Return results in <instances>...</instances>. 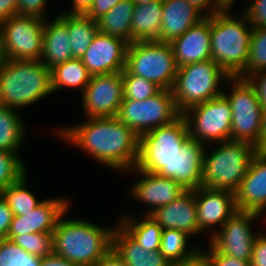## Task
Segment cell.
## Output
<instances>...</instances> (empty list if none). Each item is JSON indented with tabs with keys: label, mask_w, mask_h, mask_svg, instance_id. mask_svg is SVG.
I'll list each match as a JSON object with an SVG mask.
<instances>
[{
	"label": "cell",
	"mask_w": 266,
	"mask_h": 266,
	"mask_svg": "<svg viewBox=\"0 0 266 266\" xmlns=\"http://www.w3.org/2000/svg\"><path fill=\"white\" fill-rule=\"evenodd\" d=\"M73 127L58 129L59 138L117 172L135 168L139 136L115 117H91Z\"/></svg>",
	"instance_id": "1"
},
{
	"label": "cell",
	"mask_w": 266,
	"mask_h": 266,
	"mask_svg": "<svg viewBox=\"0 0 266 266\" xmlns=\"http://www.w3.org/2000/svg\"><path fill=\"white\" fill-rule=\"evenodd\" d=\"M66 214L59 218L53 231V253L77 266H93L112 249L115 227L104 228L83 219H66Z\"/></svg>",
	"instance_id": "2"
},
{
	"label": "cell",
	"mask_w": 266,
	"mask_h": 266,
	"mask_svg": "<svg viewBox=\"0 0 266 266\" xmlns=\"http://www.w3.org/2000/svg\"><path fill=\"white\" fill-rule=\"evenodd\" d=\"M52 94L51 70L41 60L4 59L0 67V105L28 107Z\"/></svg>",
	"instance_id": "3"
},
{
	"label": "cell",
	"mask_w": 266,
	"mask_h": 266,
	"mask_svg": "<svg viewBox=\"0 0 266 266\" xmlns=\"http://www.w3.org/2000/svg\"><path fill=\"white\" fill-rule=\"evenodd\" d=\"M219 11L210 17L211 59L229 76L237 77L249 58L253 27L244 14Z\"/></svg>",
	"instance_id": "4"
},
{
	"label": "cell",
	"mask_w": 266,
	"mask_h": 266,
	"mask_svg": "<svg viewBox=\"0 0 266 266\" xmlns=\"http://www.w3.org/2000/svg\"><path fill=\"white\" fill-rule=\"evenodd\" d=\"M257 151L251 143L236 140L217 143L211 153L205 148L202 187L235 192Z\"/></svg>",
	"instance_id": "5"
},
{
	"label": "cell",
	"mask_w": 266,
	"mask_h": 266,
	"mask_svg": "<svg viewBox=\"0 0 266 266\" xmlns=\"http://www.w3.org/2000/svg\"><path fill=\"white\" fill-rule=\"evenodd\" d=\"M229 78L212 59L178 67L172 88L177 111L182 115L195 105L221 96L223 80L225 83Z\"/></svg>",
	"instance_id": "6"
},
{
	"label": "cell",
	"mask_w": 266,
	"mask_h": 266,
	"mask_svg": "<svg viewBox=\"0 0 266 266\" xmlns=\"http://www.w3.org/2000/svg\"><path fill=\"white\" fill-rule=\"evenodd\" d=\"M189 138L188 124L183 115L170 124L140 135L135 167L140 171L157 174L181 152L182 145Z\"/></svg>",
	"instance_id": "7"
},
{
	"label": "cell",
	"mask_w": 266,
	"mask_h": 266,
	"mask_svg": "<svg viewBox=\"0 0 266 266\" xmlns=\"http://www.w3.org/2000/svg\"><path fill=\"white\" fill-rule=\"evenodd\" d=\"M125 69L161 89L172 90L178 67L170 43L140 41L128 44Z\"/></svg>",
	"instance_id": "8"
},
{
	"label": "cell",
	"mask_w": 266,
	"mask_h": 266,
	"mask_svg": "<svg viewBox=\"0 0 266 266\" xmlns=\"http://www.w3.org/2000/svg\"><path fill=\"white\" fill-rule=\"evenodd\" d=\"M227 82L232 86L228 94L223 91L232 109L230 140L249 142L260 151L263 108L256 91L247 79L230 77Z\"/></svg>",
	"instance_id": "9"
},
{
	"label": "cell",
	"mask_w": 266,
	"mask_h": 266,
	"mask_svg": "<svg viewBox=\"0 0 266 266\" xmlns=\"http://www.w3.org/2000/svg\"><path fill=\"white\" fill-rule=\"evenodd\" d=\"M180 115L172 90L161 89L146 100H123L116 117L140 136L172 123Z\"/></svg>",
	"instance_id": "10"
},
{
	"label": "cell",
	"mask_w": 266,
	"mask_h": 266,
	"mask_svg": "<svg viewBox=\"0 0 266 266\" xmlns=\"http://www.w3.org/2000/svg\"><path fill=\"white\" fill-rule=\"evenodd\" d=\"M182 115L187 121L190 138L205 146L231 138L232 109L223 94L189 108Z\"/></svg>",
	"instance_id": "11"
},
{
	"label": "cell",
	"mask_w": 266,
	"mask_h": 266,
	"mask_svg": "<svg viewBox=\"0 0 266 266\" xmlns=\"http://www.w3.org/2000/svg\"><path fill=\"white\" fill-rule=\"evenodd\" d=\"M44 19L15 15L0 24L4 59L41 60Z\"/></svg>",
	"instance_id": "12"
},
{
	"label": "cell",
	"mask_w": 266,
	"mask_h": 266,
	"mask_svg": "<svg viewBox=\"0 0 266 266\" xmlns=\"http://www.w3.org/2000/svg\"><path fill=\"white\" fill-rule=\"evenodd\" d=\"M260 214L248 211H236L218 230L209 243L221 253L250 261L256 235L252 224Z\"/></svg>",
	"instance_id": "13"
},
{
	"label": "cell",
	"mask_w": 266,
	"mask_h": 266,
	"mask_svg": "<svg viewBox=\"0 0 266 266\" xmlns=\"http://www.w3.org/2000/svg\"><path fill=\"white\" fill-rule=\"evenodd\" d=\"M81 96L85 118L117 116L124 99L121 72L92 75Z\"/></svg>",
	"instance_id": "14"
},
{
	"label": "cell",
	"mask_w": 266,
	"mask_h": 266,
	"mask_svg": "<svg viewBox=\"0 0 266 266\" xmlns=\"http://www.w3.org/2000/svg\"><path fill=\"white\" fill-rule=\"evenodd\" d=\"M128 44L122 38L98 30L81 60L91 75L122 72L125 69Z\"/></svg>",
	"instance_id": "15"
},
{
	"label": "cell",
	"mask_w": 266,
	"mask_h": 266,
	"mask_svg": "<svg viewBox=\"0 0 266 266\" xmlns=\"http://www.w3.org/2000/svg\"><path fill=\"white\" fill-rule=\"evenodd\" d=\"M195 201L199 230L211 232L209 239L237 211L235 193L229 190L201 186L195 189Z\"/></svg>",
	"instance_id": "16"
},
{
	"label": "cell",
	"mask_w": 266,
	"mask_h": 266,
	"mask_svg": "<svg viewBox=\"0 0 266 266\" xmlns=\"http://www.w3.org/2000/svg\"><path fill=\"white\" fill-rule=\"evenodd\" d=\"M68 198H46L33 211L13 216L6 239L27 233H53L59 218L69 210Z\"/></svg>",
	"instance_id": "17"
},
{
	"label": "cell",
	"mask_w": 266,
	"mask_h": 266,
	"mask_svg": "<svg viewBox=\"0 0 266 266\" xmlns=\"http://www.w3.org/2000/svg\"><path fill=\"white\" fill-rule=\"evenodd\" d=\"M206 146L189 138L181 147V152L170 164L157 174L175 180L185 190H195L202 186L203 154Z\"/></svg>",
	"instance_id": "18"
},
{
	"label": "cell",
	"mask_w": 266,
	"mask_h": 266,
	"mask_svg": "<svg viewBox=\"0 0 266 266\" xmlns=\"http://www.w3.org/2000/svg\"><path fill=\"white\" fill-rule=\"evenodd\" d=\"M235 193L238 211L266 215V151H257Z\"/></svg>",
	"instance_id": "19"
},
{
	"label": "cell",
	"mask_w": 266,
	"mask_h": 266,
	"mask_svg": "<svg viewBox=\"0 0 266 266\" xmlns=\"http://www.w3.org/2000/svg\"><path fill=\"white\" fill-rule=\"evenodd\" d=\"M149 216L163 230H181L191 237H193L192 235L201 234L197 220L195 190H185L174 201L157 208Z\"/></svg>",
	"instance_id": "20"
},
{
	"label": "cell",
	"mask_w": 266,
	"mask_h": 266,
	"mask_svg": "<svg viewBox=\"0 0 266 266\" xmlns=\"http://www.w3.org/2000/svg\"><path fill=\"white\" fill-rule=\"evenodd\" d=\"M141 174L140 178L131 187L130 194L137 200L147 204L144 215L152 214L157 208L163 207L178 198L185 191L175 180L161 177L158 174L147 173L136 167L129 170Z\"/></svg>",
	"instance_id": "21"
},
{
	"label": "cell",
	"mask_w": 266,
	"mask_h": 266,
	"mask_svg": "<svg viewBox=\"0 0 266 266\" xmlns=\"http://www.w3.org/2000/svg\"><path fill=\"white\" fill-rule=\"evenodd\" d=\"M177 67L211 59L210 17L170 42Z\"/></svg>",
	"instance_id": "22"
},
{
	"label": "cell",
	"mask_w": 266,
	"mask_h": 266,
	"mask_svg": "<svg viewBox=\"0 0 266 266\" xmlns=\"http://www.w3.org/2000/svg\"><path fill=\"white\" fill-rule=\"evenodd\" d=\"M69 38L66 13L60 12L50 22H48V19H45L41 61L48 69L51 70L56 65L74 58Z\"/></svg>",
	"instance_id": "23"
},
{
	"label": "cell",
	"mask_w": 266,
	"mask_h": 266,
	"mask_svg": "<svg viewBox=\"0 0 266 266\" xmlns=\"http://www.w3.org/2000/svg\"><path fill=\"white\" fill-rule=\"evenodd\" d=\"M161 33L158 42L170 43L205 16L185 0H163Z\"/></svg>",
	"instance_id": "24"
},
{
	"label": "cell",
	"mask_w": 266,
	"mask_h": 266,
	"mask_svg": "<svg viewBox=\"0 0 266 266\" xmlns=\"http://www.w3.org/2000/svg\"><path fill=\"white\" fill-rule=\"evenodd\" d=\"M112 249L127 266H171L160 250H144L116 222L112 235Z\"/></svg>",
	"instance_id": "25"
},
{
	"label": "cell",
	"mask_w": 266,
	"mask_h": 266,
	"mask_svg": "<svg viewBox=\"0 0 266 266\" xmlns=\"http://www.w3.org/2000/svg\"><path fill=\"white\" fill-rule=\"evenodd\" d=\"M163 0L135 5L131 24V43L157 41L161 33Z\"/></svg>",
	"instance_id": "26"
},
{
	"label": "cell",
	"mask_w": 266,
	"mask_h": 266,
	"mask_svg": "<svg viewBox=\"0 0 266 266\" xmlns=\"http://www.w3.org/2000/svg\"><path fill=\"white\" fill-rule=\"evenodd\" d=\"M143 218L129 216L118 218V225L133 238L144 250L153 252L160 250L163 229L149 215Z\"/></svg>",
	"instance_id": "27"
},
{
	"label": "cell",
	"mask_w": 266,
	"mask_h": 266,
	"mask_svg": "<svg viewBox=\"0 0 266 266\" xmlns=\"http://www.w3.org/2000/svg\"><path fill=\"white\" fill-rule=\"evenodd\" d=\"M135 4L131 0H122L110 11L97 19L101 33L122 38L131 43V24Z\"/></svg>",
	"instance_id": "28"
},
{
	"label": "cell",
	"mask_w": 266,
	"mask_h": 266,
	"mask_svg": "<svg viewBox=\"0 0 266 266\" xmlns=\"http://www.w3.org/2000/svg\"><path fill=\"white\" fill-rule=\"evenodd\" d=\"M91 74L81 58H73L51 69L52 93L64 88H78L82 94L90 82Z\"/></svg>",
	"instance_id": "29"
},
{
	"label": "cell",
	"mask_w": 266,
	"mask_h": 266,
	"mask_svg": "<svg viewBox=\"0 0 266 266\" xmlns=\"http://www.w3.org/2000/svg\"><path fill=\"white\" fill-rule=\"evenodd\" d=\"M13 108L0 105V150L17 152L26 137V125Z\"/></svg>",
	"instance_id": "30"
},
{
	"label": "cell",
	"mask_w": 266,
	"mask_h": 266,
	"mask_svg": "<svg viewBox=\"0 0 266 266\" xmlns=\"http://www.w3.org/2000/svg\"><path fill=\"white\" fill-rule=\"evenodd\" d=\"M67 29L74 58H82L98 32L97 20L87 15L67 14Z\"/></svg>",
	"instance_id": "31"
},
{
	"label": "cell",
	"mask_w": 266,
	"mask_h": 266,
	"mask_svg": "<svg viewBox=\"0 0 266 266\" xmlns=\"http://www.w3.org/2000/svg\"><path fill=\"white\" fill-rule=\"evenodd\" d=\"M28 172L17 182L0 191V196L9 205L13 216H22L24 213L33 211L44 200L38 198L28 190Z\"/></svg>",
	"instance_id": "32"
},
{
	"label": "cell",
	"mask_w": 266,
	"mask_h": 266,
	"mask_svg": "<svg viewBox=\"0 0 266 266\" xmlns=\"http://www.w3.org/2000/svg\"><path fill=\"white\" fill-rule=\"evenodd\" d=\"M190 236L181 230L164 229L160 240V252L171 263L192 258L200 247L188 246ZM189 247V248H188Z\"/></svg>",
	"instance_id": "33"
},
{
	"label": "cell",
	"mask_w": 266,
	"mask_h": 266,
	"mask_svg": "<svg viewBox=\"0 0 266 266\" xmlns=\"http://www.w3.org/2000/svg\"><path fill=\"white\" fill-rule=\"evenodd\" d=\"M266 70V28H253L249 58L238 78L246 79L255 72Z\"/></svg>",
	"instance_id": "34"
},
{
	"label": "cell",
	"mask_w": 266,
	"mask_h": 266,
	"mask_svg": "<svg viewBox=\"0 0 266 266\" xmlns=\"http://www.w3.org/2000/svg\"><path fill=\"white\" fill-rule=\"evenodd\" d=\"M121 74L123 79V100H146L161 90L155 83L141 76L130 74L126 69Z\"/></svg>",
	"instance_id": "35"
},
{
	"label": "cell",
	"mask_w": 266,
	"mask_h": 266,
	"mask_svg": "<svg viewBox=\"0 0 266 266\" xmlns=\"http://www.w3.org/2000/svg\"><path fill=\"white\" fill-rule=\"evenodd\" d=\"M27 166L17 152L0 150V191L17 182L25 173Z\"/></svg>",
	"instance_id": "36"
},
{
	"label": "cell",
	"mask_w": 266,
	"mask_h": 266,
	"mask_svg": "<svg viewBox=\"0 0 266 266\" xmlns=\"http://www.w3.org/2000/svg\"><path fill=\"white\" fill-rule=\"evenodd\" d=\"M11 241L39 258L53 253V233H27L14 236Z\"/></svg>",
	"instance_id": "37"
},
{
	"label": "cell",
	"mask_w": 266,
	"mask_h": 266,
	"mask_svg": "<svg viewBox=\"0 0 266 266\" xmlns=\"http://www.w3.org/2000/svg\"><path fill=\"white\" fill-rule=\"evenodd\" d=\"M40 261L11 240L0 239V266H40Z\"/></svg>",
	"instance_id": "38"
},
{
	"label": "cell",
	"mask_w": 266,
	"mask_h": 266,
	"mask_svg": "<svg viewBox=\"0 0 266 266\" xmlns=\"http://www.w3.org/2000/svg\"><path fill=\"white\" fill-rule=\"evenodd\" d=\"M242 11L253 28H266V0H255Z\"/></svg>",
	"instance_id": "39"
},
{
	"label": "cell",
	"mask_w": 266,
	"mask_h": 266,
	"mask_svg": "<svg viewBox=\"0 0 266 266\" xmlns=\"http://www.w3.org/2000/svg\"><path fill=\"white\" fill-rule=\"evenodd\" d=\"M200 250L208 257L212 266H250L249 261L225 255L215 249L210 243H208L206 250H204L202 246L200 247Z\"/></svg>",
	"instance_id": "40"
},
{
	"label": "cell",
	"mask_w": 266,
	"mask_h": 266,
	"mask_svg": "<svg viewBox=\"0 0 266 266\" xmlns=\"http://www.w3.org/2000/svg\"><path fill=\"white\" fill-rule=\"evenodd\" d=\"M48 0H18V15L46 19L45 8Z\"/></svg>",
	"instance_id": "41"
},
{
	"label": "cell",
	"mask_w": 266,
	"mask_h": 266,
	"mask_svg": "<svg viewBox=\"0 0 266 266\" xmlns=\"http://www.w3.org/2000/svg\"><path fill=\"white\" fill-rule=\"evenodd\" d=\"M250 266H266V234L258 233L253 244Z\"/></svg>",
	"instance_id": "42"
},
{
	"label": "cell",
	"mask_w": 266,
	"mask_h": 266,
	"mask_svg": "<svg viewBox=\"0 0 266 266\" xmlns=\"http://www.w3.org/2000/svg\"><path fill=\"white\" fill-rule=\"evenodd\" d=\"M254 87L257 98L263 109L266 108V70L255 72L246 78Z\"/></svg>",
	"instance_id": "43"
},
{
	"label": "cell",
	"mask_w": 266,
	"mask_h": 266,
	"mask_svg": "<svg viewBox=\"0 0 266 266\" xmlns=\"http://www.w3.org/2000/svg\"><path fill=\"white\" fill-rule=\"evenodd\" d=\"M121 1L122 0H93L92 6L86 15L89 18L97 20Z\"/></svg>",
	"instance_id": "44"
},
{
	"label": "cell",
	"mask_w": 266,
	"mask_h": 266,
	"mask_svg": "<svg viewBox=\"0 0 266 266\" xmlns=\"http://www.w3.org/2000/svg\"><path fill=\"white\" fill-rule=\"evenodd\" d=\"M12 218V210L0 196V239L6 238Z\"/></svg>",
	"instance_id": "45"
},
{
	"label": "cell",
	"mask_w": 266,
	"mask_h": 266,
	"mask_svg": "<svg viewBox=\"0 0 266 266\" xmlns=\"http://www.w3.org/2000/svg\"><path fill=\"white\" fill-rule=\"evenodd\" d=\"M194 6L205 17H211L220 10L215 6L213 0H185ZM206 11V12H205ZM205 12V13H204Z\"/></svg>",
	"instance_id": "46"
},
{
	"label": "cell",
	"mask_w": 266,
	"mask_h": 266,
	"mask_svg": "<svg viewBox=\"0 0 266 266\" xmlns=\"http://www.w3.org/2000/svg\"><path fill=\"white\" fill-rule=\"evenodd\" d=\"M18 15V0H0V24Z\"/></svg>",
	"instance_id": "47"
},
{
	"label": "cell",
	"mask_w": 266,
	"mask_h": 266,
	"mask_svg": "<svg viewBox=\"0 0 266 266\" xmlns=\"http://www.w3.org/2000/svg\"><path fill=\"white\" fill-rule=\"evenodd\" d=\"M171 266H212L208 257L199 250L192 258L177 263Z\"/></svg>",
	"instance_id": "48"
},
{
	"label": "cell",
	"mask_w": 266,
	"mask_h": 266,
	"mask_svg": "<svg viewBox=\"0 0 266 266\" xmlns=\"http://www.w3.org/2000/svg\"><path fill=\"white\" fill-rule=\"evenodd\" d=\"M93 266H127L119 255L111 249L106 255L101 257Z\"/></svg>",
	"instance_id": "49"
},
{
	"label": "cell",
	"mask_w": 266,
	"mask_h": 266,
	"mask_svg": "<svg viewBox=\"0 0 266 266\" xmlns=\"http://www.w3.org/2000/svg\"><path fill=\"white\" fill-rule=\"evenodd\" d=\"M40 266H77L76 264L55 255L54 253L41 258Z\"/></svg>",
	"instance_id": "50"
},
{
	"label": "cell",
	"mask_w": 266,
	"mask_h": 266,
	"mask_svg": "<svg viewBox=\"0 0 266 266\" xmlns=\"http://www.w3.org/2000/svg\"><path fill=\"white\" fill-rule=\"evenodd\" d=\"M93 0H72V9L62 13L86 15L92 6Z\"/></svg>",
	"instance_id": "51"
},
{
	"label": "cell",
	"mask_w": 266,
	"mask_h": 266,
	"mask_svg": "<svg viewBox=\"0 0 266 266\" xmlns=\"http://www.w3.org/2000/svg\"><path fill=\"white\" fill-rule=\"evenodd\" d=\"M260 151H266V108L262 114V128L260 132Z\"/></svg>",
	"instance_id": "52"
},
{
	"label": "cell",
	"mask_w": 266,
	"mask_h": 266,
	"mask_svg": "<svg viewBox=\"0 0 266 266\" xmlns=\"http://www.w3.org/2000/svg\"><path fill=\"white\" fill-rule=\"evenodd\" d=\"M213 2L220 11H231L235 0H213Z\"/></svg>",
	"instance_id": "53"
},
{
	"label": "cell",
	"mask_w": 266,
	"mask_h": 266,
	"mask_svg": "<svg viewBox=\"0 0 266 266\" xmlns=\"http://www.w3.org/2000/svg\"><path fill=\"white\" fill-rule=\"evenodd\" d=\"M135 5H138V4H148V3H151L152 1L154 0H131Z\"/></svg>",
	"instance_id": "54"
},
{
	"label": "cell",
	"mask_w": 266,
	"mask_h": 266,
	"mask_svg": "<svg viewBox=\"0 0 266 266\" xmlns=\"http://www.w3.org/2000/svg\"><path fill=\"white\" fill-rule=\"evenodd\" d=\"M3 61H4V57L2 53L1 40H0V67L2 66Z\"/></svg>",
	"instance_id": "55"
}]
</instances>
